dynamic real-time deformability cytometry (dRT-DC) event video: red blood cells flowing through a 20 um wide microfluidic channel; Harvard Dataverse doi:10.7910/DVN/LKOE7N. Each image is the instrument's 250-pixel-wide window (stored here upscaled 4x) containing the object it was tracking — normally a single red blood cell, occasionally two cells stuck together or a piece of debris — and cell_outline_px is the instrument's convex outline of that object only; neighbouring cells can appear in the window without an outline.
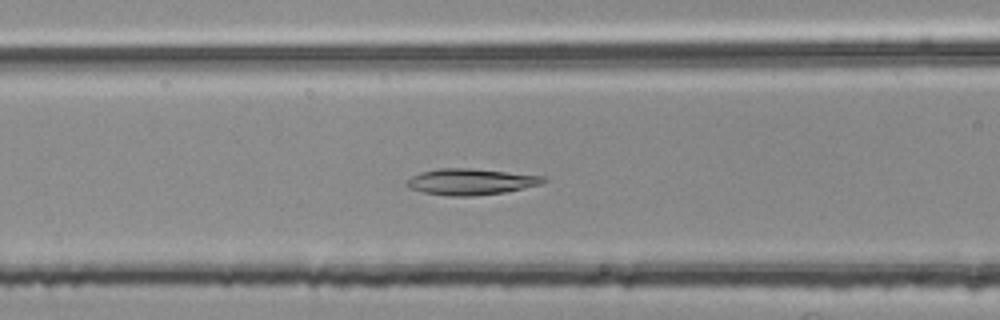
{"species": "common noctule bat (a hibernating species)", "species_latin": "Nyctalus noctula", "temperature_condition": "room temperature", "stored_images_in_passage": 43, "camera_frame_rate_fps": 3000, "um_per_image_px": 0.085, "animal": {"sex": "female", "body_mass_g": 25.1}, "frame": {"image": 1, "passage_image": 13, "time_ms": 4.0, "image_size_px": [1000, 320], "cell_outline_px": [[548, 180], [540, 184], [524, 188], [504, 192], [472, 196], [448, 196], [424, 192], [408, 188], [404, 184], [412, 176], [420, 172], [440, 168], [468, 168], [544, 176]], "centroid_in_image_um": [39.98, 15.45], "position_along_channel_um": 126.6, "area_um2": 20.69}}
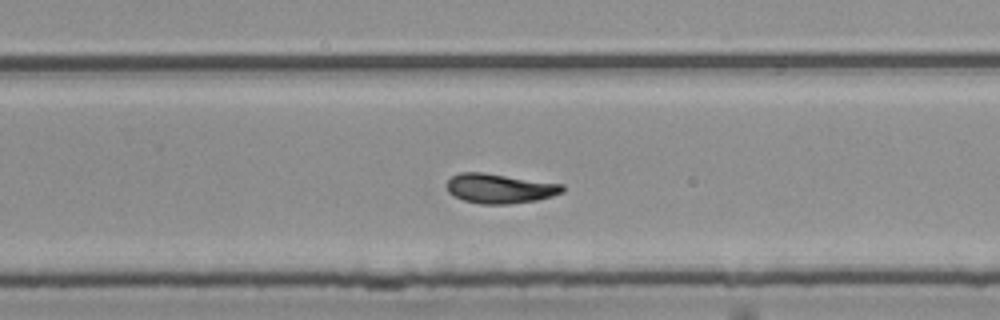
{"frame": {"image": 2, "passage_image": 26, "time_ms": 8.333, "image_size_px": [1000, 320], "cell_outline_px": [[564, 192], [552, 196], [536, 200], [508, 204], [480, 204], [464, 200], [448, 192], [448, 180], [452, 176], [460, 172], [484, 172], [564, 184]], "centroid_in_image_um": [42.51, 16.01], "position_along_channel_um": 287.3, "area_um2": 19.94}}
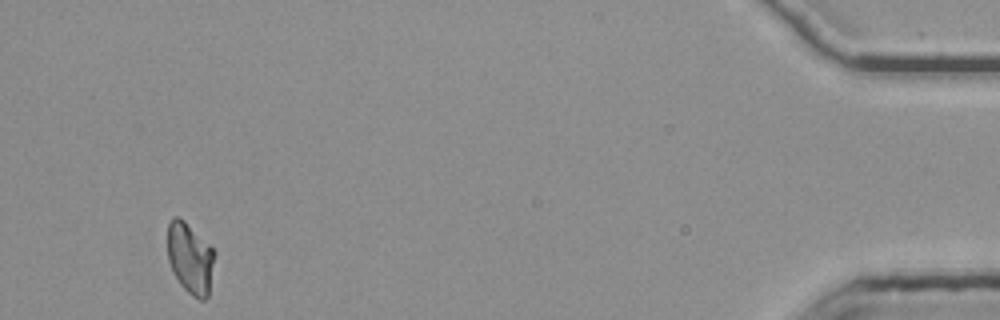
{"frame": {"image": 3, "passage_image": 43, "time_ms": 14.0, "image_size_px": [1000, 320], "cell_outline_px": [[216, 256], [208, 296], [204, 300], [200, 300], [192, 296], [180, 284], [172, 272], [168, 260], [168, 224], [172, 216], [176, 216], [184, 220], [216, 252]], "centroid_in_image_um": [16.17, 21.96], "position_along_channel_um": 419.0, "area_um2": 19.59}, "authors_computed_cell_mechanics": {"area_um2": 19.941, "velocity_mm_per_s": 3.7168, "shape_relaxation_time_tau1_ms": 10.2805, "shape_relaxation_time_tau2_ms": 9.9214, "deformation_change_tau1": 0.2541, "deformation_change_tau2": 0.1601}}